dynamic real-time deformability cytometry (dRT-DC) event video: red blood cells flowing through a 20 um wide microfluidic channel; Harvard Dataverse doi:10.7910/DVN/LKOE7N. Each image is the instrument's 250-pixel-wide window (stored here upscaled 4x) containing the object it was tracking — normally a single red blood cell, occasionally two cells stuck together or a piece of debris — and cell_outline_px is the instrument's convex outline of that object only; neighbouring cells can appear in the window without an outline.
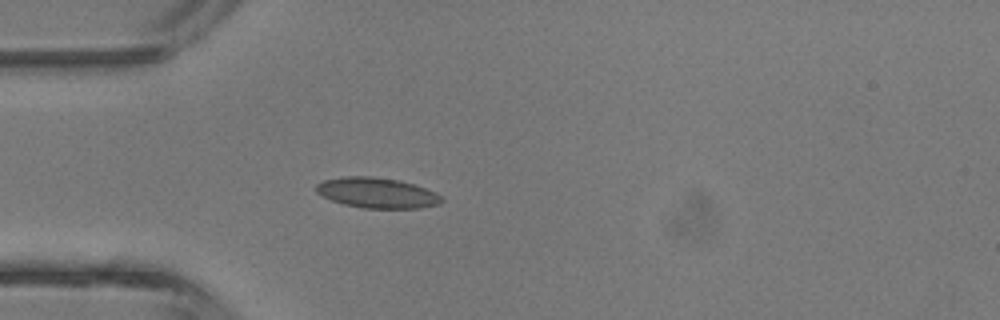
{"species": "common noctule bat (a hibernating species)", "species_latin": "Nyctalus noctula", "temperature_condition": "room temperature", "stored_images_in_passage": 32, "camera_frame_rate_fps": 3000, "um_per_image_px": 0.085, "animal": {"sex": "male", "body_mass_g": 13.3}, "frame": {"image": 1, "passage_image": 1, "time_ms": 0.0, "image_size_px": [1000, 320], "cell_outline_px": [[444, 200], [440, 204], [420, 208], [360, 208], [344, 204], [332, 200], [316, 192], [316, 184], [324, 180], [344, 176], [372, 176], [400, 180], [436, 192]], "centroid_in_image_um": [32.05, 16.39], "position_along_channel_um": 52.9, "area_um2": 22.2}}
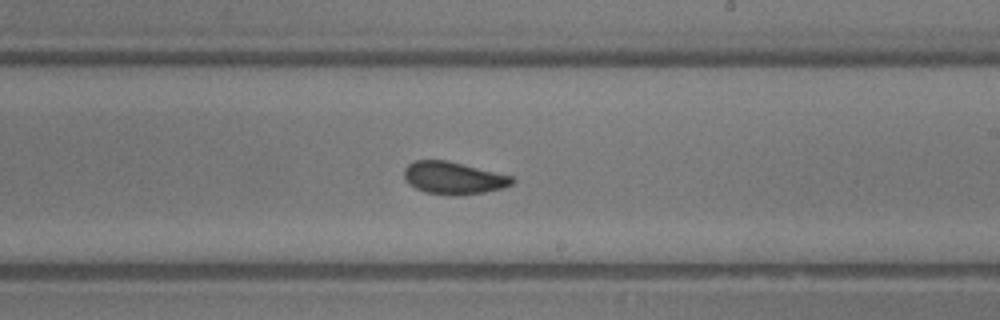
{"frame": {"image": 2, "passage_image": 14, "time_ms": 4.333, "image_size_px": [1000, 320], "cell_outline_px": [[516, 180], [512, 184], [504, 188], [484, 192], [460, 196], [452, 196], [424, 192], [408, 184], [404, 180], [404, 168], [408, 164], [416, 160], [448, 160], [512, 176]], "centroid_in_image_um": [38.53, 15.14], "position_along_channel_um": 250.5, "area_um2": 20.69}}
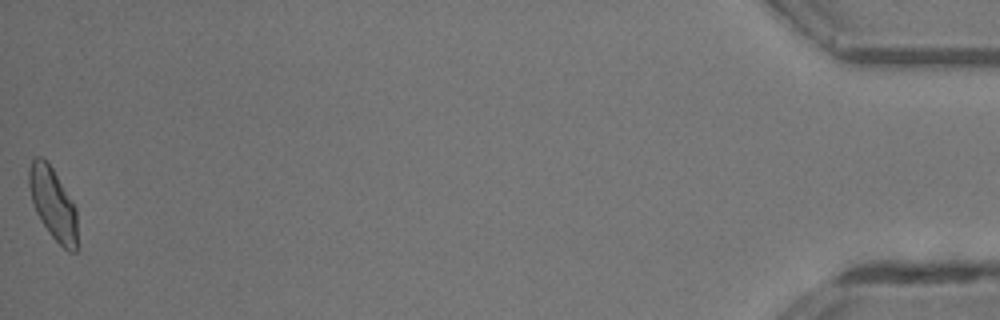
{"frame": {"image": 3, "passage_image": 32, "time_ms": 10.333, "image_size_px": [1000, 320], "cell_outline_px": [[76, 252], [68, 252], [52, 236], [36, 212], [32, 200], [28, 184], [28, 168], [32, 160], [36, 156], [40, 156], [52, 168], [76, 208]], "centroid_in_image_um": [4.48, 17.3], "position_along_channel_um": 430.7, "area_um2": 19.71}, "authors_computed_cell_mechanics": {"area_um2": 20.0566, "velocity_mm_per_s": 4.7374, "shape_relaxation_time_tau1_ms": 9.8394, "shape_relaxation_time_tau2_ms": 1.3516, "deformation_change_tau1": 0.1781, "deformation_change_tau2": 0.0628}}